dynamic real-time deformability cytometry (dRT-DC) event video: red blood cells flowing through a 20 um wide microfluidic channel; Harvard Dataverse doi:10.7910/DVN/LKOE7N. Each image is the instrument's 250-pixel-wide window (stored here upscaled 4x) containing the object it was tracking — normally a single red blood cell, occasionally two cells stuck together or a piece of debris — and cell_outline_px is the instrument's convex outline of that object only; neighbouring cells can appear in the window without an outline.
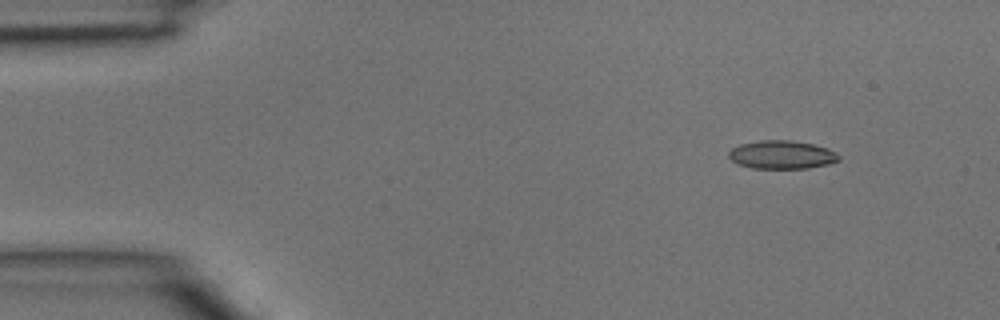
{"species": "common noctule bat (a hibernating species)", "species_latin": "Nyctalus noctula", "temperature_condition": "room temperature", "stored_images_in_passage": 3, "camera_frame_rate_fps": 3000, "um_per_image_px": 0.085, "animal": {"sex": "male", "body_mass_g": 15.6}, "frame": {"image": 1, "passage_image": 1, "time_ms": 0.0, "image_size_px": [1000, 320], "cell_outline_px": [[840, 160], [828, 164], [808, 168], [752, 168], [736, 164], [728, 156], [728, 152], [732, 148], [740, 144], [760, 140], [792, 140], [812, 144], [828, 148], [836, 152], [840, 156]], "centroid_in_image_um": [66.45, 13.15], "position_along_channel_um": 18.6, "area_um2": 18.26}}
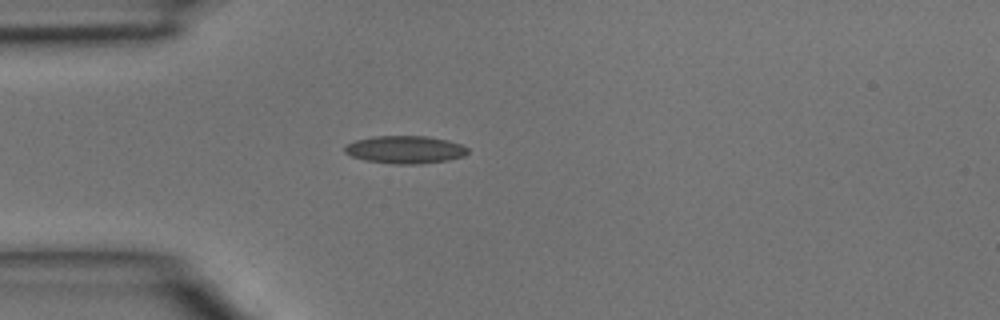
{"frame": {"image": 2, "passage_image": 3, "time_ms": 0.667, "image_size_px": [1000, 320], "cell_outline_px": [[468, 152], [464, 156], [448, 160], [420, 164], [392, 164], [364, 160], [352, 156], [344, 152], [344, 148], [348, 144], [356, 140], [372, 136], [428, 136], [448, 140], [460, 144], [468, 148]], "centroid_in_image_um": [34.44, 12.72], "position_along_channel_um": 50.6, "area_um2": 19.94}}